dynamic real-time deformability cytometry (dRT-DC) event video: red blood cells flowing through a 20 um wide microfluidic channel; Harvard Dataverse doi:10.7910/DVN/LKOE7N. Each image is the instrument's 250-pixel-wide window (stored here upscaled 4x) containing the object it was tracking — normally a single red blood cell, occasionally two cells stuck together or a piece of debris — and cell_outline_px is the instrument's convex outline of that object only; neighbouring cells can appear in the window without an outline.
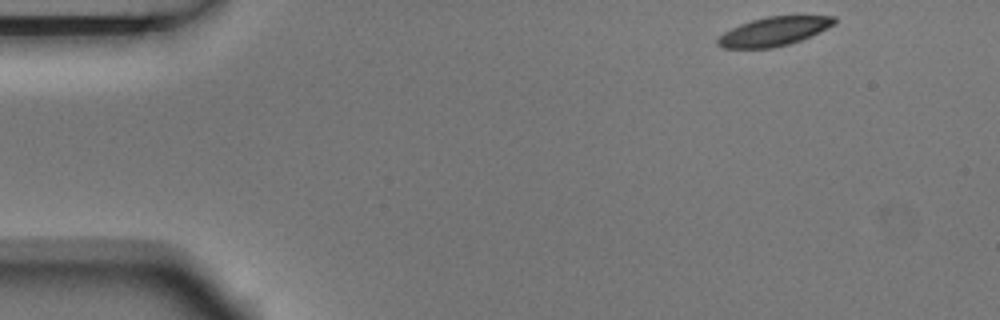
{"species": "Egyptian fruit bat (a non-hibernating species)", "species_latin": "Rousettus aegyptiacus", "temperature_condition": "room temperature", "stored_images_in_passage": 3, "camera_frame_rate_fps": 3000, "um_per_image_px": 0.085, "animal": {"sex": "male"}, "frame": {"image": 1, "passage_image": 1, "time_ms": 0.0, "image_size_px": [1000, 320], "cell_outline_px": [[836, 24], [800, 40], [788, 44], [772, 48], [724, 48], [716, 44], [716, 40], [724, 32], [740, 24], [752, 20], [768, 16], [836, 16]], "centroid_in_image_um": [65.77, 2.67], "position_along_channel_um": 19.2, "area_um2": 19.42}}